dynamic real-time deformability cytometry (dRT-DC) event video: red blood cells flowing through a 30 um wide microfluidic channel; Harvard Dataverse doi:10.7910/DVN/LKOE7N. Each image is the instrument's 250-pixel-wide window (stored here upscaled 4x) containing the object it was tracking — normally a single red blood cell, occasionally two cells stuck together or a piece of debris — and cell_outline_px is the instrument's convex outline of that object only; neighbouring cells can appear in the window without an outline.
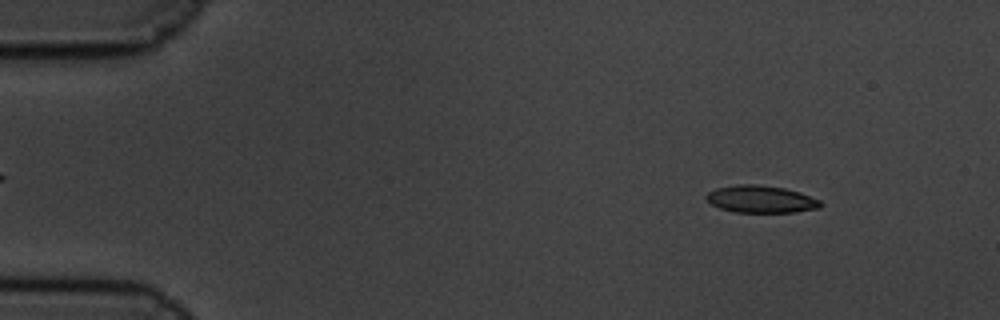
{"species": "common noctule bat (a hibernating species)", "species_latin": "Nyctalus noctula", "temperature_condition": "cold", "stored_images_in_passage": 60, "camera_frame_rate_fps": 3000, "um_per_image_px": 0.085, "animal": {"sex": "male", "body_mass_g": 19.5, "forearm_length_mm": 54.6}, "frame": {"image": 1, "passage_image": 7, "time_ms": 2.0, "image_size_px": [1000, 320], "cell_outline_px": [[824, 204], [820, 208], [796, 212], [736, 212], [720, 208], [712, 204], [704, 196], [708, 192], [716, 188], [740, 184], [760, 184], [784, 188], [800, 192], [820, 200]], "centroid_in_image_um": [64.71, 16.93], "position_along_channel_um": 20.3, "area_um2": 18.21}}
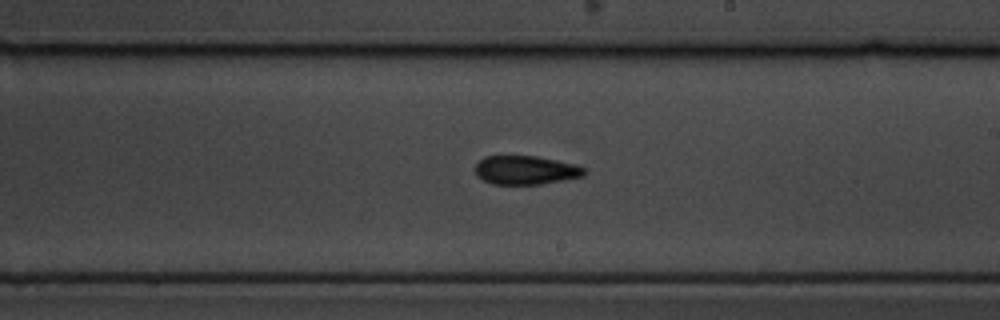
{"frame": {"image": 2, "passage_image": 35, "time_ms": 11.333, "image_size_px": [1000, 320], "cell_outline_px": [[588, 172], [584, 176], [564, 180], [540, 184], [492, 184], [476, 176], [476, 164], [484, 156], [536, 156], [576, 164], [584, 168]], "centroid_in_image_um": [44.71, 14.46], "position_along_channel_um": 244.3, "area_um2": 18.32}}
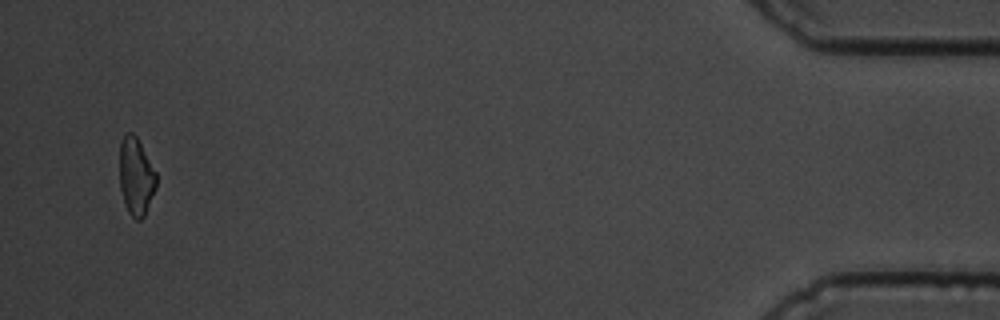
{"frame": {"image": 3, "passage_image": 58, "time_ms": 19.0, "image_size_px": [1000, 320], "cell_outline_px": [[156, 188], [144, 216], [140, 220], [136, 220], [128, 212], [124, 204], [120, 188], [120, 140], [128, 132], [132, 132], [136, 136], [156, 172]], "centroid_in_image_um": [11.55, 15.01], "position_along_channel_um": 423.6, "area_um2": 16.53}, "authors_computed_cell_mechanics": {"area_um2": 18.4093, "velocity_mm_per_s": 3.3554, "shape_relaxation_time_tau1_ms": 6.2766, "shape_relaxation_time_tau2_ms": 4.9403, "deformation_change_tau1": 0.1549, "deformation_change_tau2": 0.1183}}